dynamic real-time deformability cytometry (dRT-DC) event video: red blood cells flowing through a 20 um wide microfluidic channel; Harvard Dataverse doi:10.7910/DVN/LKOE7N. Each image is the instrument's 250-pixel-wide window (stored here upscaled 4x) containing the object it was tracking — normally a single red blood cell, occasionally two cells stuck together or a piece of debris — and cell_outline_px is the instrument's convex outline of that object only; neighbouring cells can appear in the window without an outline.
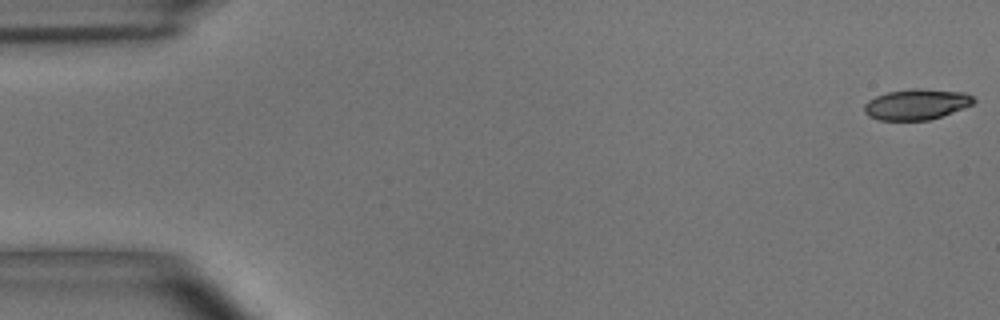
{"species": "common noctule bat (a hibernating species)", "species_latin": "Nyctalus noctula", "temperature_condition": "room temperature", "stored_images_in_passage": 54, "camera_frame_rate_fps": 3000, "um_per_image_px": 0.085, "animal": {"sex": "male", "body_mass_g": 15.6}, "frame": {"image": 1, "passage_image": 1, "time_ms": 0.0, "image_size_px": [1000, 320], "cell_outline_px": [[976, 100], [972, 104], [964, 108], [928, 120], [880, 120], [868, 116], [864, 112], [864, 104], [868, 100], [876, 96], [888, 92], [912, 88], [916, 88], [964, 92], [972, 96]], "centroid_in_image_um": [77.88, 8.86], "position_along_channel_um": 7.1, "area_um2": 19.48}}
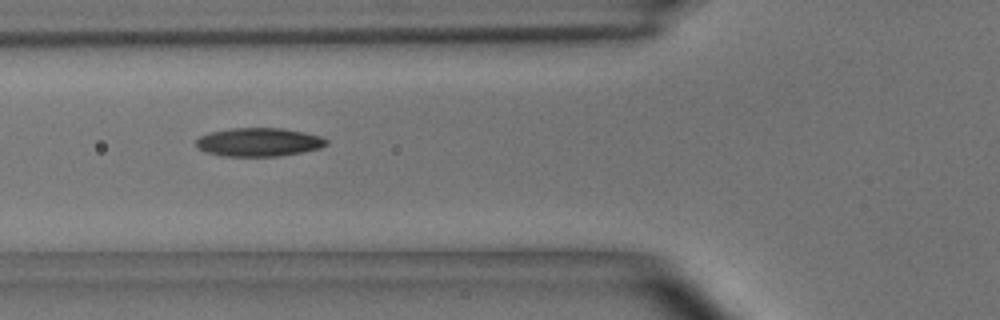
{"frame": {"image": 2, "passage_image": 20, "time_ms": 6.333, "image_size_px": [1000, 320], "cell_outline_px": [[328, 144], [320, 148], [280, 156], [224, 156], [208, 152], [200, 148], [196, 144], [196, 140], [200, 136], [208, 132], [232, 128], [280, 128], [304, 132], [320, 136], [328, 140]], "centroid_in_image_um": [22.01, 12.07], "position_along_channel_um": 103.8, "area_um2": 21.5}}
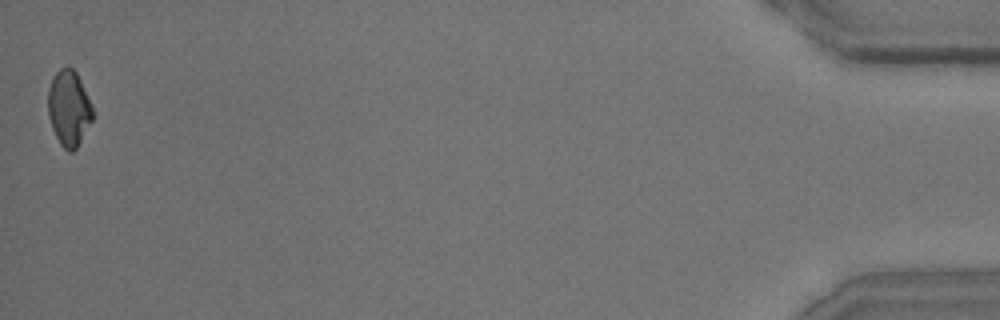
{"frame": {"image": 3, "passage_image": 54, "time_ms": 17.667, "image_size_px": [1000, 320], "cell_outline_px": [[92, 120], [76, 148], [72, 152], [68, 152], [60, 144], [52, 128], [48, 116], [48, 88], [52, 76], [60, 68], [68, 64], [76, 72], [80, 80], [92, 108]], "centroid_in_image_um": [5.82, 9.17], "position_along_channel_um": 429.4, "area_um2": 19.54}, "authors_computed_cell_mechanics": {"area_um2": 20.6924, "velocity_mm_per_s": 3.6822, "shape_relaxation_time_tau1_ms": 4.362, "shape_relaxation_time_tau2_ms": 3.11, "deformation_change_tau1": 0.1402, "deformation_change_tau2": 0.0844}}